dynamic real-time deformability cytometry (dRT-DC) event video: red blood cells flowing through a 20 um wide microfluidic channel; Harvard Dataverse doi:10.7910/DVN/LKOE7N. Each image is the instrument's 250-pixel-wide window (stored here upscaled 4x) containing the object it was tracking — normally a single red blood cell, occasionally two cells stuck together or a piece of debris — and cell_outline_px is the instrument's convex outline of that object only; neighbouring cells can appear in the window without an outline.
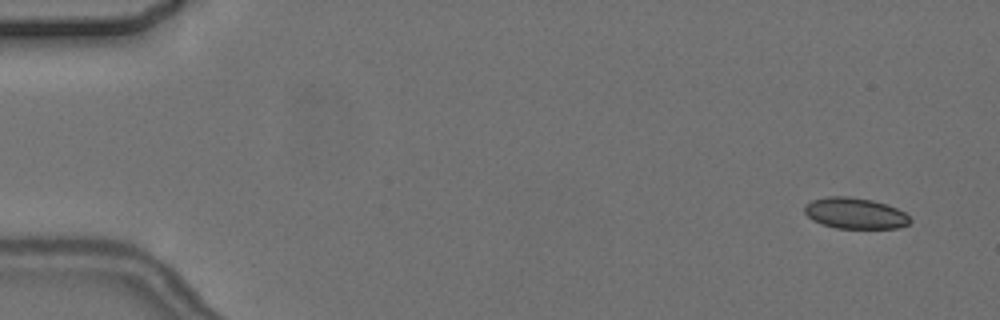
{"species": "common noctule bat (a hibernating species)", "species_latin": "Nyctalus noctula", "temperature_condition": "cold", "stored_images_in_passage": 6, "camera_frame_rate_fps": 3000, "um_per_image_px": 0.085, "animal": {"sex": "female", "body_mass_g": 24.6, "forearm_length_mm": 56.2}, "frame": {"image": 1, "passage_image": 1, "time_ms": 0.0, "image_size_px": [1000, 320], "cell_outline_px": [[912, 220], [908, 224], [896, 228], [836, 228], [812, 220], [804, 212], [804, 204], [812, 200], [828, 196], [848, 196], [872, 200], [896, 208], [904, 212]], "centroid_in_image_um": [72.65, 18.12], "position_along_channel_um": 12.3, "area_um2": 18.96}}
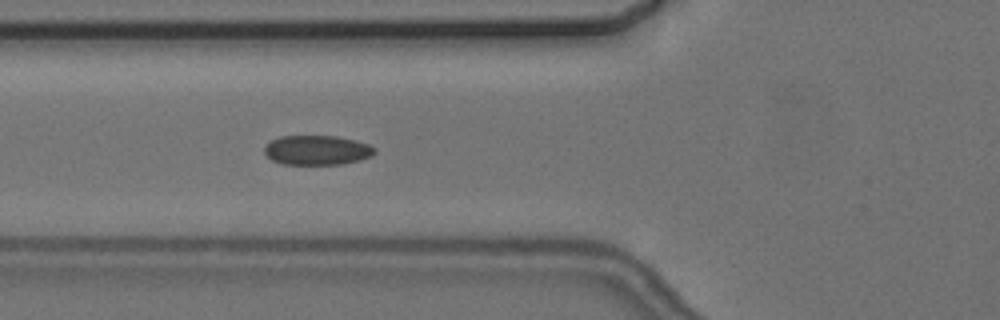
{"frame": {"image": 2, "passage_image": 6, "time_ms": 6.0, "image_size_px": [1000, 320], "cell_outline_px": [[376, 152], [372, 156], [360, 160], [340, 164], [280, 164], [272, 160], [264, 152], [264, 148], [272, 140], [280, 136], [336, 136], [356, 140], [368, 144], [376, 148]], "centroid_in_image_um": [26.97, 12.76], "position_along_channel_um": 98.8, "area_um2": 19.02}}